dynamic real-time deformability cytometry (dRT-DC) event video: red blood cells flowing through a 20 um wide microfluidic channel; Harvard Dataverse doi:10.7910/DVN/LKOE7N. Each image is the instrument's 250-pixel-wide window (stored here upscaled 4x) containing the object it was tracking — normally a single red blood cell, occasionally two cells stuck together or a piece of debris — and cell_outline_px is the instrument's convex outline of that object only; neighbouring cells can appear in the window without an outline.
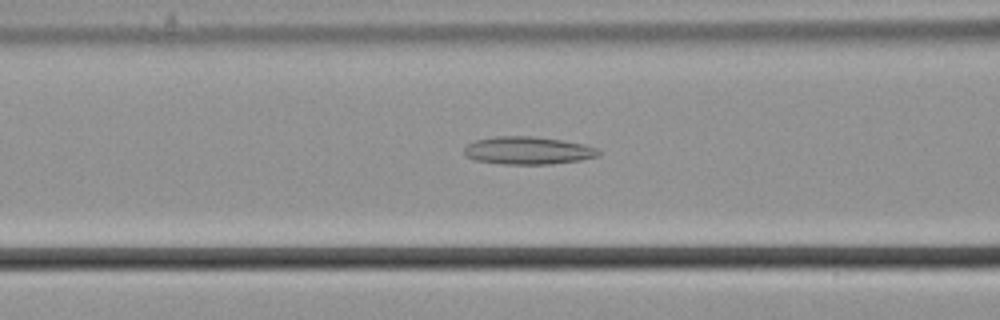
{"species": "common noctule bat (a hibernating species)", "species_latin": "Nyctalus noctula", "temperature_condition": "cold", "stored_images_in_passage": 54, "camera_frame_rate_fps": 3000, "um_per_image_px": 0.085, "animal": {"sex": "male", "body_mass_g": 21.5, "forearm_length_mm": 52.0}, "frame": {"image": 1, "passage_image": 21, "time_ms": 6.667, "image_size_px": [1000, 320], "cell_outline_px": [[604, 152], [600, 156], [580, 160], [552, 164], [500, 164], [476, 160], [464, 156], [464, 148], [468, 144], [476, 140], [496, 136], [532, 136], [564, 140], [584, 144], [596, 148]], "centroid_in_image_um": [44.91, 12.79], "position_along_channel_um": 121.7, "area_um2": 21.96}}
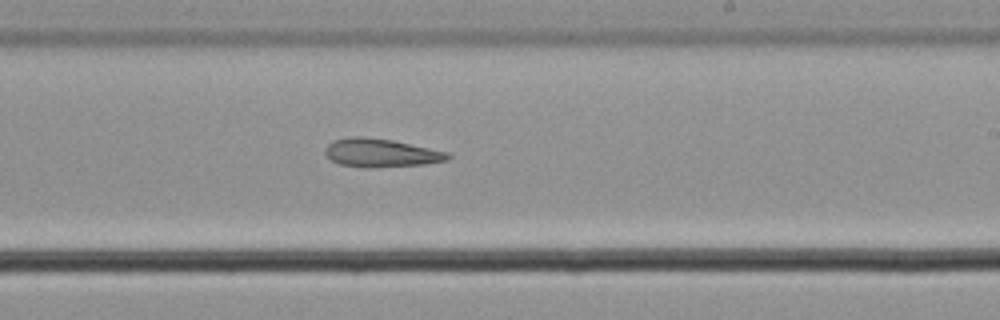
{"frame": {"image": 2, "passage_image": 32, "time_ms": 10.333, "image_size_px": [1000, 320], "cell_outline_px": [[452, 156], [448, 160], [424, 164], [372, 168], [368, 168], [340, 164], [332, 160], [324, 152], [324, 148], [332, 140], [348, 136], [360, 136], [392, 140], [448, 152]], "centroid_in_image_um": [32.36, 12.99], "position_along_channel_um": 256.6, "area_um2": 20.35}}
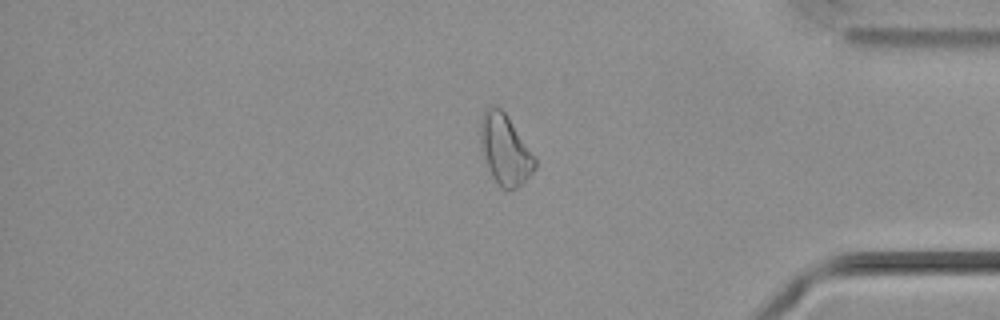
{"frame": {"image": 3, "passage_image": 45, "time_ms": 14.667, "image_size_px": [1000, 320], "cell_outline_px": [[536, 168], [516, 188], [500, 188], [492, 176], [484, 156], [480, 144], [480, 120], [484, 108], [492, 104], [496, 104], [504, 112], [536, 156]], "centroid_in_image_um": [42.91, 12.66], "position_along_channel_um": 392.3, "area_um2": 22.25}}